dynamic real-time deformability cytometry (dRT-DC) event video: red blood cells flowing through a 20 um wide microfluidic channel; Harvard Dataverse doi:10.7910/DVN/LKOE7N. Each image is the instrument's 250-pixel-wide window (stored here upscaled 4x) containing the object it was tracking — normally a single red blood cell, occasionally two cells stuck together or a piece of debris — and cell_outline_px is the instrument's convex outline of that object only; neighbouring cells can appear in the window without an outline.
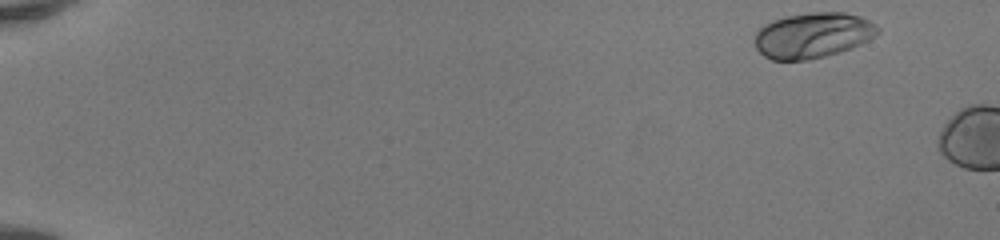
{"species": "human", "species_latin": "Homo sapiens", "temperature_condition": "room temperature", "stored_images_in_passage": 5, "camera_frame_rate_fps": 3000, "um_per_image_px": 0.085, "donor": {"sex": "female"}, "frame": {"image": 1, "passage_image": 1, "time_ms": 0.0, "image_size_px": [1000, 240], "cell_outline_px": [[880, 32], [868, 40], [852, 48], [840, 52], [808, 60], [772, 60], [764, 56], [756, 48], [756, 32], [764, 24], [772, 20], [788, 16], [812, 12], [844, 12], [860, 16], [876, 24], [880, 28]], "centroid_in_image_um": [69.11, 3.0], "position_along_channel_um": 15.9, "area_um2": 32.6}}